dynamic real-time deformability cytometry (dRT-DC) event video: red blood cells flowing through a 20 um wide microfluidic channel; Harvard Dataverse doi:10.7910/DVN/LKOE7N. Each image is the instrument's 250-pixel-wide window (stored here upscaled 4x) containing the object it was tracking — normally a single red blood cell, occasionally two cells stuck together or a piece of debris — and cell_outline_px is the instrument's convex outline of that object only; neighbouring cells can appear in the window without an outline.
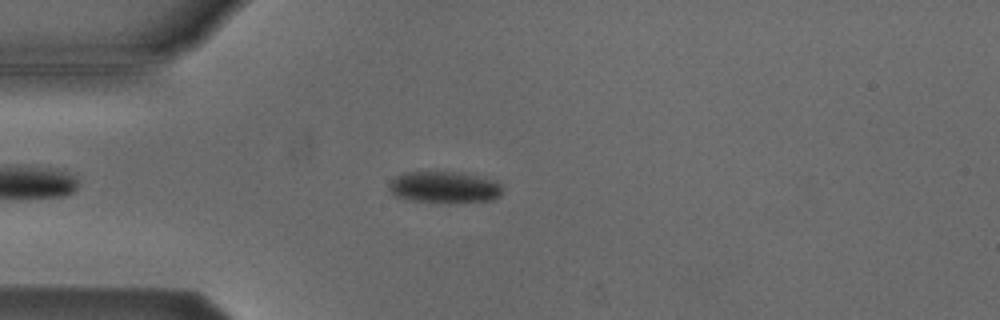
{"species": "Egyptian fruit bat (a non-hibernating species)", "species_latin": "Rousettus aegyptiacus", "temperature_condition": "cold", "stored_images_in_passage": 41, "camera_frame_rate_fps": 3000, "um_per_image_px": 0.085, "animal": {"sex": "male"}, "frame": {"image": 1, "passage_image": 2, "time_ms": 0.333, "image_size_px": [1000, 320], "cell_outline_px": [[500, 196], [492, 200], [448, 204], [408, 200], [396, 196], [388, 188], [388, 184], [396, 176], [404, 172], [460, 172], [496, 180], [500, 184]], "centroid_in_image_um": [37.76, 15.93], "position_along_channel_um": 47.2, "area_um2": 21.21}}
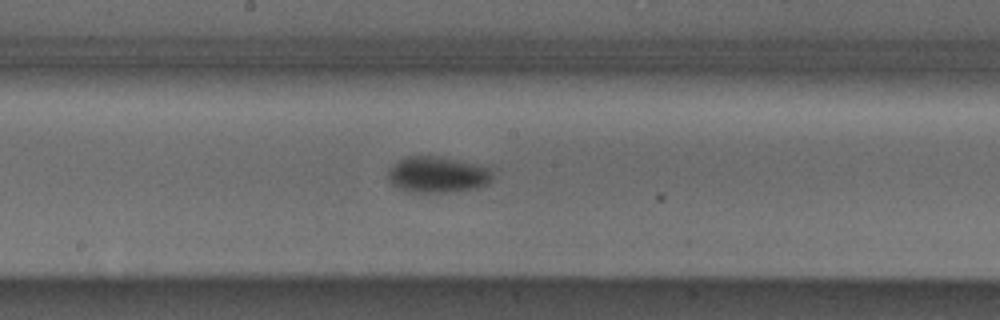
{"frame": {"image": 2, "passage_image": 16, "time_ms": 5.0, "image_size_px": [1000, 320], "cell_outline_px": [[492, 180], [488, 184], [476, 188], [448, 192], [408, 192], [392, 184], [388, 176], [388, 172], [400, 160], [408, 156], [436, 156], [476, 164], [492, 168]], "centroid_in_image_um": [37.23, 14.85], "position_along_channel_um": 211.0, "area_um2": 21.73}}
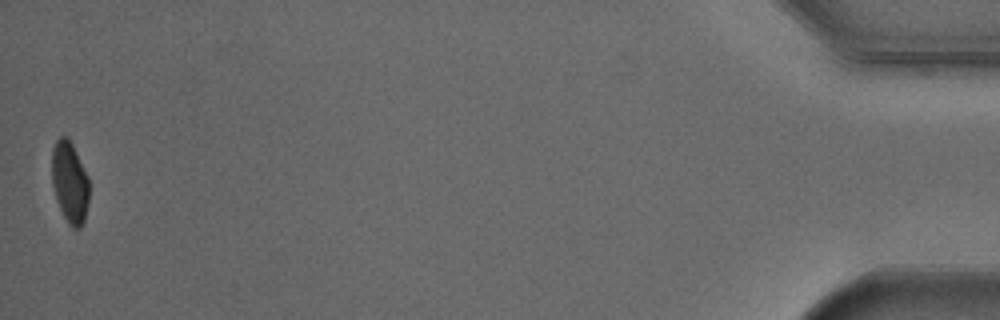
{"frame": {"image": 3, "passage_image": 41, "time_ms": 13.333, "image_size_px": [1000, 320], "cell_outline_px": [[88, 204], [84, 220], [80, 228], [72, 228], [68, 224], [56, 200], [52, 184], [52, 148], [56, 140], [60, 136], [68, 136], [88, 176]], "centroid_in_image_um": [5.92, 15.48], "position_along_channel_um": 429.3, "area_um2": 17.69}}